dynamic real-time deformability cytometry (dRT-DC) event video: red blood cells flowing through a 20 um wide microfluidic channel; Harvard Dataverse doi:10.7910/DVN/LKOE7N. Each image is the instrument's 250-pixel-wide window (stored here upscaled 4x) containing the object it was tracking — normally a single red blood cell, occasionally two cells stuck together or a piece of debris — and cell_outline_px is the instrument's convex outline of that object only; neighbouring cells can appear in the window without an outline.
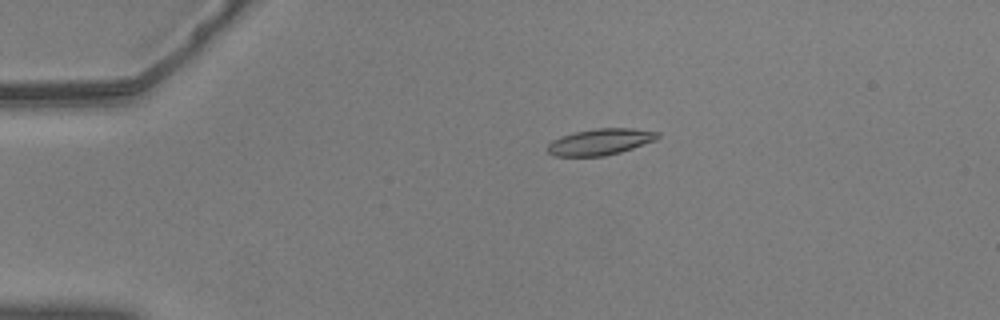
{"species": "common noctule bat (a hibernating species)", "species_latin": "Nyctalus noctula", "temperature_condition": "warm", "stored_images_in_passage": 57, "camera_frame_rate_fps": 3000, "um_per_image_px": 0.085, "animal": {"sex": "male", "body_mass_g": 20.5, "forearm_length_mm": 52.5}, "frame": {"image": 1, "passage_image": 13, "time_ms": 4.0, "image_size_px": [1000, 320], "cell_outline_px": [[660, 136], [656, 140], [620, 152], [604, 156], [556, 156], [548, 152], [548, 144], [552, 140], [560, 136], [576, 132], [596, 128], [632, 128], [660, 132]], "centroid_in_image_um": [51.04, 12.05], "position_along_channel_um": 34.0, "area_um2": 16.82}}
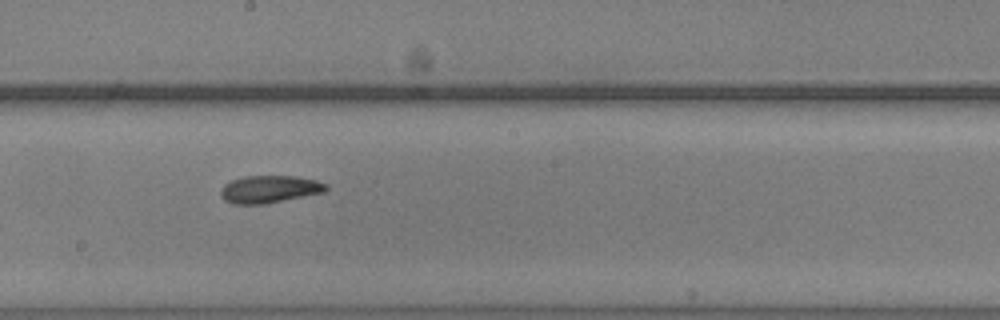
{"frame": {"image": 2, "passage_image": 33, "time_ms": 10.667, "image_size_px": [1000, 320], "cell_outline_px": [[328, 188], [324, 192], [264, 204], [232, 204], [224, 200], [220, 196], [220, 188], [224, 184], [232, 180], [244, 176], [296, 176], [316, 180], [328, 184]], "centroid_in_image_um": [22.88, 16.08], "position_along_channel_um": 225.3, "area_um2": 16.94}}
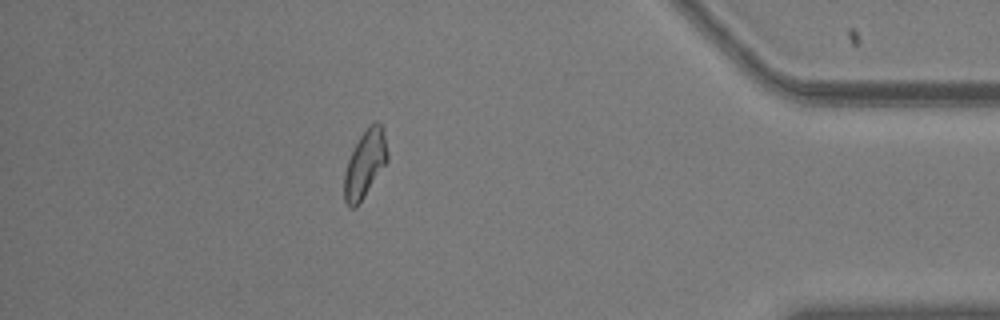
{"frame": {"image": 3, "passage_image": 51, "time_ms": 16.667, "image_size_px": [1000, 320], "cell_outline_px": [[388, 160], [356, 208], [348, 208], [344, 200], [344, 172], [348, 160], [360, 136], [376, 120], [384, 128], [388, 152]], "centroid_in_image_um": [31.02, 13.95], "position_along_channel_um": 404.2, "area_um2": 16.82}, "authors_computed_cell_mechanics": {"area_um2": 16.6464, "velocity_mm_per_s": 3.6417, "shape_relaxation_time_tau1_ms": 5.2889, "shape_relaxation_time_tau2_ms": 3.8925, "deformation_change_tau1": 0.1363, "deformation_change_tau2": 0.1019}}